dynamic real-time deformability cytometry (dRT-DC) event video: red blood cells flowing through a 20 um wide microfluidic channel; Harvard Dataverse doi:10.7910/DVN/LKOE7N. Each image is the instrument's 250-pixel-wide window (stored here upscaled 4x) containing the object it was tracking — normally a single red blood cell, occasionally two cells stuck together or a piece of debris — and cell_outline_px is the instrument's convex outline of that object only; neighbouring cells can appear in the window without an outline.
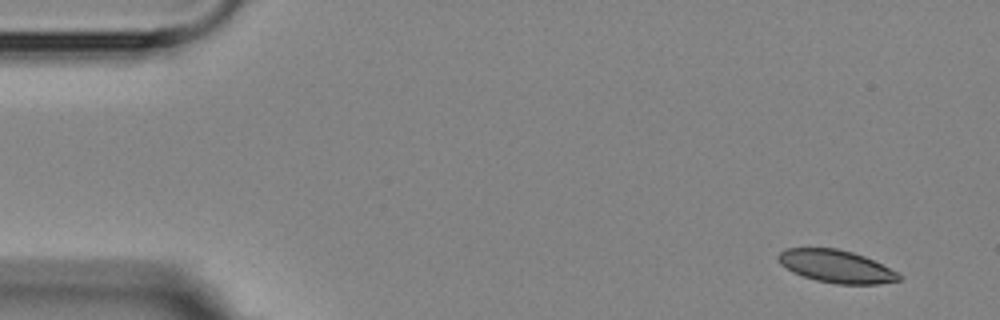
{"species": "Egyptian fruit bat (a non-hibernating species)", "species_latin": "Rousettus aegyptiacus", "temperature_condition": "room temperature", "stored_images_in_passage": 5, "camera_frame_rate_fps": 3000, "um_per_image_px": 0.085, "animal": {"sex": "female"}, "frame": {"image": 1, "passage_image": 1, "time_ms": 0.0, "image_size_px": [1000, 320], "cell_outline_px": [[900, 280], [876, 284], [836, 284], [816, 280], [792, 272], [780, 264], [776, 256], [780, 252], [788, 248], [836, 248], [852, 252], [864, 256], [896, 272], [900, 276]], "centroid_in_image_um": [71.02, 22.64], "position_along_channel_um": 14.0, "area_um2": 22.66}}
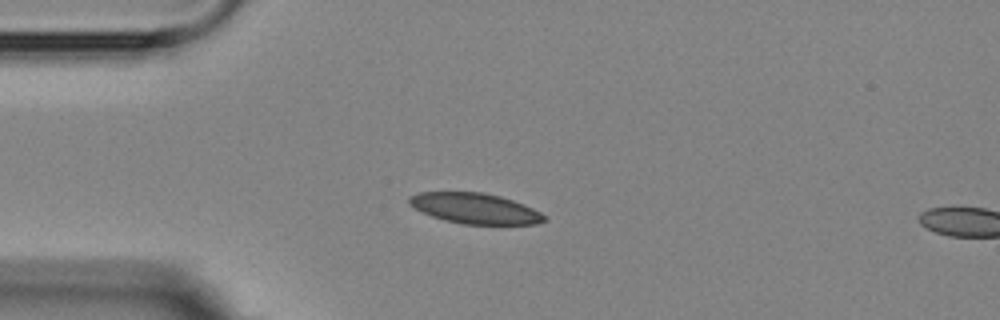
{"frame": {"image": 2, "passage_image": 4, "time_ms": 3.333, "image_size_px": [1000, 320], "cell_outline_px": [[548, 220], [536, 224], [460, 224], [444, 220], [432, 216], [408, 204], [408, 196], [420, 192], [484, 192], [500, 196], [524, 204], [540, 212]], "centroid_in_image_um": [40.37, 17.71], "position_along_channel_um": 44.6, "area_um2": 23.99}}